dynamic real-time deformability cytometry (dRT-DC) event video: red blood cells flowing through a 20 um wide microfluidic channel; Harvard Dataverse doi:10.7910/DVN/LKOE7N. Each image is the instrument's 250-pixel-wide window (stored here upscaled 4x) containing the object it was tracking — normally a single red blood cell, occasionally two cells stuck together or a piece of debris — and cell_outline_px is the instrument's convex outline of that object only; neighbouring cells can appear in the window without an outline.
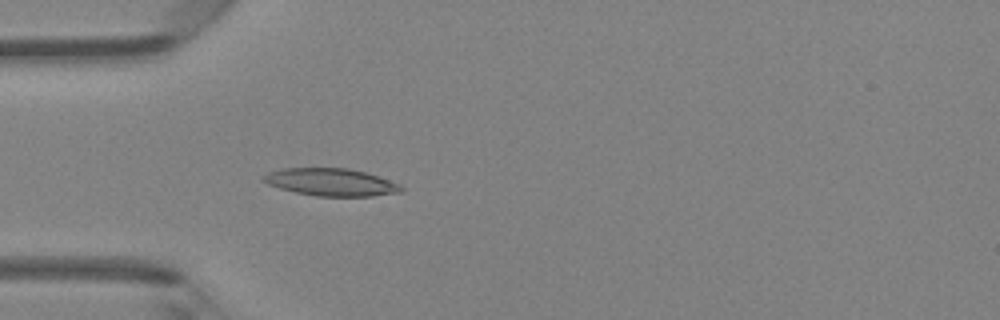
{"species": "Egyptian fruit bat (a non-hibernating species)", "species_latin": "Rousettus aegyptiacus", "temperature_condition": "room temperature", "stored_images_in_passage": 4, "camera_frame_rate_fps": 3000, "um_per_image_px": 0.085, "animal": {"sex": "female"}, "frame": {"image": 1, "passage_image": 4, "time_ms": 1.0, "image_size_px": [1000, 320], "cell_outline_px": [[404, 192], [372, 196], [316, 196], [296, 192], [280, 188], [268, 184], [260, 180], [260, 176], [268, 172], [284, 168], [348, 168], [364, 172], [400, 184], [404, 188]], "centroid_in_image_um": [28.11, 15.48], "position_along_channel_um": 56.9, "area_um2": 22.08}}